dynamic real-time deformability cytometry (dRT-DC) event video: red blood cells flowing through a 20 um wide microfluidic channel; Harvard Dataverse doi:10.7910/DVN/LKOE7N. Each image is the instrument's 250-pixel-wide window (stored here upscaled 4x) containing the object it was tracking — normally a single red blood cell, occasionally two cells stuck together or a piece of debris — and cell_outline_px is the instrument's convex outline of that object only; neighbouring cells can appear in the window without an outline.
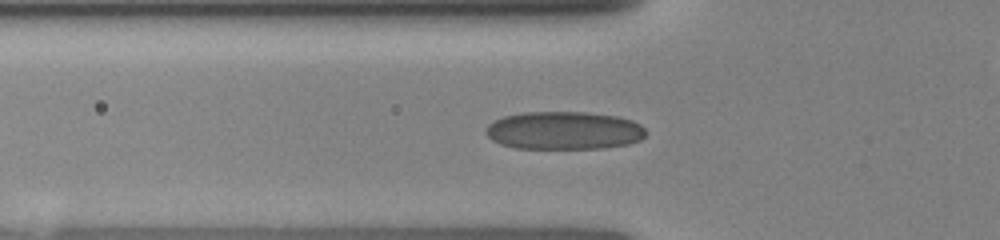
{"species": "human", "species_latin": "Homo sapiens", "temperature_condition": "room temperature", "stored_images_in_passage": 46, "camera_frame_rate_fps": 3000, "um_per_image_px": 0.085, "donor": {"sex": "female"}, "frame": {"image": 1, "passage_image": 13, "time_ms": 2.667, "image_size_px": [1000, 240], "cell_outline_px": [[648, 132], [640, 140], [628, 144], [604, 148], [516, 148], [500, 144], [492, 140], [484, 132], [488, 124], [504, 116], [524, 112], [588, 112], [616, 116], [632, 120], [640, 124]], "centroid_in_image_um": [47.95, 11.09], "position_along_channel_um": 77.9, "area_um2": 35.55}}
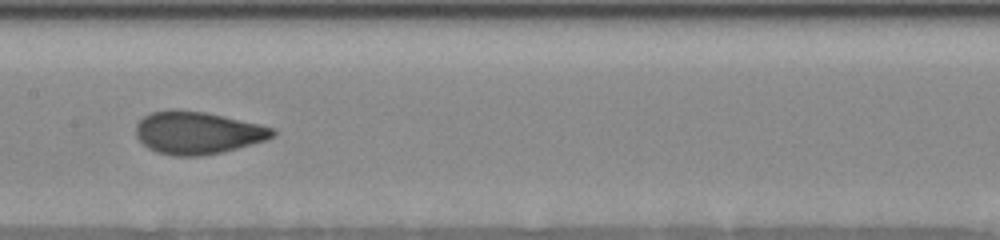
{"frame": {"image": 2, "passage_image": 25, "time_ms": 5.333, "image_size_px": [1000, 240], "cell_outline_px": [[276, 132], [272, 136], [264, 140], [252, 144], [220, 152], [200, 156], [172, 156], [156, 152], [148, 148], [136, 136], [136, 124], [144, 116], [152, 112], [204, 112], [260, 124], [276, 128]], "centroid_in_image_um": [16.8, 11.32], "position_along_channel_um": 190.6, "area_um2": 33.06}}
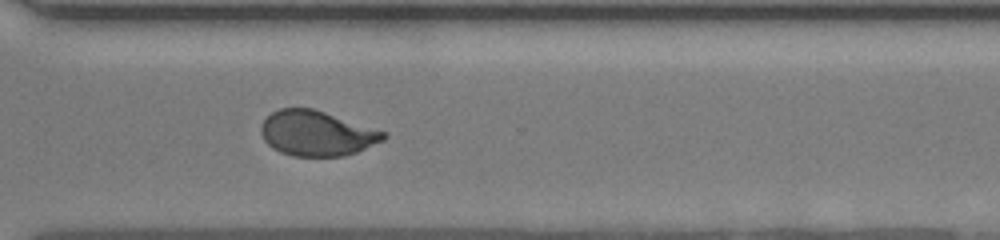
{"frame": {"image": 3, "passage_image": 38, "time_ms": 9.0, "image_size_px": [1000, 240], "cell_outline_px": [[388, 136], [384, 140], [356, 152], [344, 156], [292, 156], [280, 152], [272, 148], [264, 140], [260, 132], [260, 124], [272, 112], [280, 108], [312, 108], [384, 132]], "centroid_in_image_um": [26.87, 11.34], "position_along_channel_um": 343.7, "area_um2": 31.91}}